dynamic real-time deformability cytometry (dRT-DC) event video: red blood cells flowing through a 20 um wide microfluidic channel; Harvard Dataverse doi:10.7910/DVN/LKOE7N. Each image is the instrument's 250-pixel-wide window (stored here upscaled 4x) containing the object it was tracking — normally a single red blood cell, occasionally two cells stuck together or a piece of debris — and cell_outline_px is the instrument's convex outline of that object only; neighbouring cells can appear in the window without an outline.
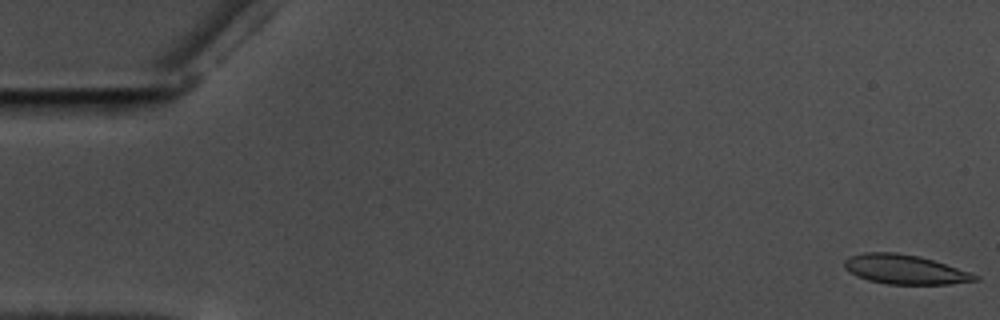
{"species": "common noctule bat (a hibernating species)", "species_latin": "Nyctalus noctula", "temperature_condition": "warm", "stored_images_in_passage": 58, "camera_frame_rate_fps": 3000, "um_per_image_px": 0.085, "animal": {"sex": "male", "body_mass_g": 17.5, "forearm_length_mm": 52.3}, "frame": {"image": 1, "passage_image": 1, "time_ms": 0.0, "image_size_px": [1000, 320], "cell_outline_px": [[980, 280], [948, 284], [888, 284], [868, 280], [856, 276], [844, 268], [844, 260], [852, 256], [864, 252], [896, 252], [920, 256], [980, 276]], "centroid_in_image_um": [76.88, 22.9], "position_along_channel_um": 8.1, "area_um2": 22.2}}
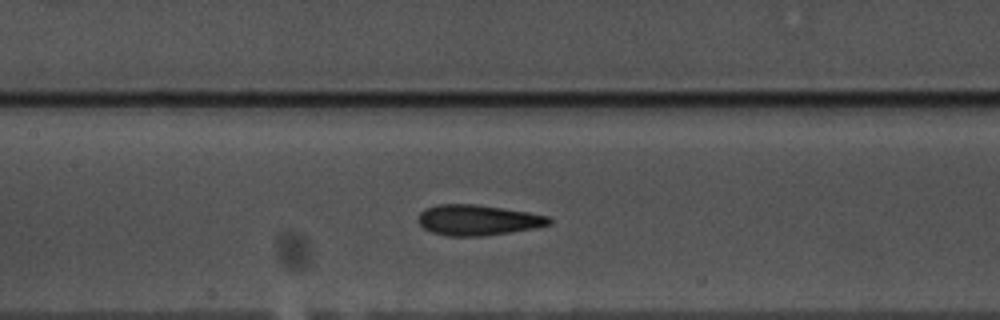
{"frame": {"image": 2, "passage_image": 27, "time_ms": 8.667, "image_size_px": [1000, 320], "cell_outline_px": [[552, 224], [536, 228], [484, 236], [448, 236], [432, 232], [424, 228], [416, 220], [420, 212], [424, 208], [440, 204], [476, 204], [504, 208], [528, 212], [548, 216], [552, 220]], "centroid_in_image_um": [40.61, 18.7], "position_along_channel_um": 166.8, "area_um2": 23.47}}
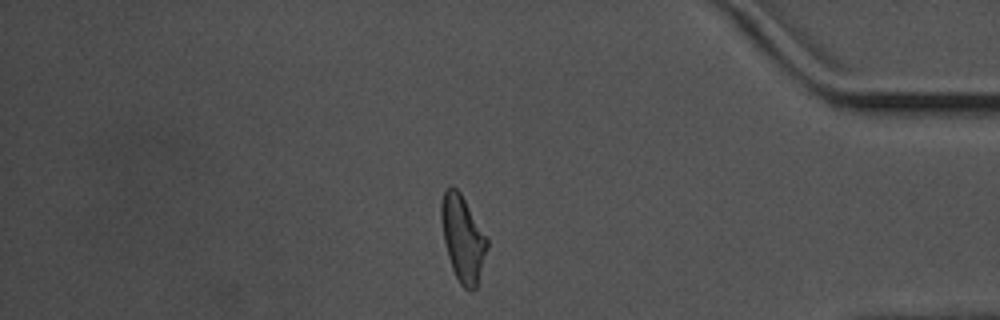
{"frame": {"image": 3, "passage_image": 49, "time_ms": 16.0, "image_size_px": [1000, 320], "cell_outline_px": [[488, 248], [476, 288], [472, 292], [468, 292], [460, 284], [452, 268], [448, 256], [444, 240], [440, 220], [440, 204], [444, 188], [448, 184], [452, 184], [460, 192], [488, 240]], "centroid_in_image_um": [39.31, 20.25], "position_along_channel_um": 395.9, "area_um2": 23.12}, "authors_computed_cell_mechanics": {"area_um2": 22.9466, "velocity_mm_per_s": 3.5483, "shape_relaxation_time_tau1_ms": 7.9874, "shape_relaxation_time_tau2_ms": 2.7758, "deformation_change_tau1": 0.1843, "deformation_change_tau2": 0.099}}